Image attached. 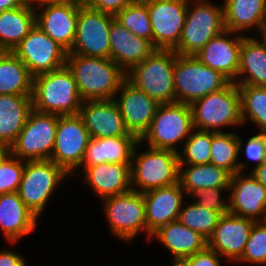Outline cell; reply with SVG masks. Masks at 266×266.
Wrapping results in <instances>:
<instances>
[{
    "mask_svg": "<svg viewBox=\"0 0 266 266\" xmlns=\"http://www.w3.org/2000/svg\"><path fill=\"white\" fill-rule=\"evenodd\" d=\"M65 65L73 74L83 101L113 99L126 79V72L111 58L67 54Z\"/></svg>",
    "mask_w": 266,
    "mask_h": 266,
    "instance_id": "cell-1",
    "label": "cell"
},
{
    "mask_svg": "<svg viewBox=\"0 0 266 266\" xmlns=\"http://www.w3.org/2000/svg\"><path fill=\"white\" fill-rule=\"evenodd\" d=\"M31 97L34 110L59 116L79 114L83 102L66 65L34 76Z\"/></svg>",
    "mask_w": 266,
    "mask_h": 266,
    "instance_id": "cell-2",
    "label": "cell"
},
{
    "mask_svg": "<svg viewBox=\"0 0 266 266\" xmlns=\"http://www.w3.org/2000/svg\"><path fill=\"white\" fill-rule=\"evenodd\" d=\"M175 58L176 52L172 49H155L126 73V79L159 104L176 102Z\"/></svg>",
    "mask_w": 266,
    "mask_h": 266,
    "instance_id": "cell-3",
    "label": "cell"
},
{
    "mask_svg": "<svg viewBox=\"0 0 266 266\" xmlns=\"http://www.w3.org/2000/svg\"><path fill=\"white\" fill-rule=\"evenodd\" d=\"M194 129L223 132V128L243 126L238 85L230 82L190 104Z\"/></svg>",
    "mask_w": 266,
    "mask_h": 266,
    "instance_id": "cell-4",
    "label": "cell"
},
{
    "mask_svg": "<svg viewBox=\"0 0 266 266\" xmlns=\"http://www.w3.org/2000/svg\"><path fill=\"white\" fill-rule=\"evenodd\" d=\"M142 143L137 142L131 160L132 190L146 191L173 185L178 182V153L168 149L148 146V151L137 152Z\"/></svg>",
    "mask_w": 266,
    "mask_h": 266,
    "instance_id": "cell-5",
    "label": "cell"
},
{
    "mask_svg": "<svg viewBox=\"0 0 266 266\" xmlns=\"http://www.w3.org/2000/svg\"><path fill=\"white\" fill-rule=\"evenodd\" d=\"M211 2L188 0L182 35L173 49L178 55H195L213 37L225 30L223 4L220 7Z\"/></svg>",
    "mask_w": 266,
    "mask_h": 266,
    "instance_id": "cell-6",
    "label": "cell"
},
{
    "mask_svg": "<svg viewBox=\"0 0 266 266\" xmlns=\"http://www.w3.org/2000/svg\"><path fill=\"white\" fill-rule=\"evenodd\" d=\"M194 130L189 104L181 102L160 104L149 129L139 141L149 147L179 153L176 144L185 142Z\"/></svg>",
    "mask_w": 266,
    "mask_h": 266,
    "instance_id": "cell-7",
    "label": "cell"
},
{
    "mask_svg": "<svg viewBox=\"0 0 266 266\" xmlns=\"http://www.w3.org/2000/svg\"><path fill=\"white\" fill-rule=\"evenodd\" d=\"M230 81L217 70L201 63L194 55H178L174 65L176 102L191 104L226 87Z\"/></svg>",
    "mask_w": 266,
    "mask_h": 266,
    "instance_id": "cell-8",
    "label": "cell"
},
{
    "mask_svg": "<svg viewBox=\"0 0 266 266\" xmlns=\"http://www.w3.org/2000/svg\"><path fill=\"white\" fill-rule=\"evenodd\" d=\"M69 176L61 166L50 159L24 161L18 195L39 218L55 189Z\"/></svg>",
    "mask_w": 266,
    "mask_h": 266,
    "instance_id": "cell-9",
    "label": "cell"
},
{
    "mask_svg": "<svg viewBox=\"0 0 266 266\" xmlns=\"http://www.w3.org/2000/svg\"><path fill=\"white\" fill-rule=\"evenodd\" d=\"M58 115L32 110L10 147L11 154L22 161L50 159L55 144Z\"/></svg>",
    "mask_w": 266,
    "mask_h": 266,
    "instance_id": "cell-10",
    "label": "cell"
},
{
    "mask_svg": "<svg viewBox=\"0 0 266 266\" xmlns=\"http://www.w3.org/2000/svg\"><path fill=\"white\" fill-rule=\"evenodd\" d=\"M115 16L91 8L80 0L75 41L67 54L110 58V25Z\"/></svg>",
    "mask_w": 266,
    "mask_h": 266,
    "instance_id": "cell-11",
    "label": "cell"
},
{
    "mask_svg": "<svg viewBox=\"0 0 266 266\" xmlns=\"http://www.w3.org/2000/svg\"><path fill=\"white\" fill-rule=\"evenodd\" d=\"M103 211L110 231L120 240L131 242L139 232L147 233L146 211L143 194L129 192L102 199Z\"/></svg>",
    "mask_w": 266,
    "mask_h": 266,
    "instance_id": "cell-12",
    "label": "cell"
},
{
    "mask_svg": "<svg viewBox=\"0 0 266 266\" xmlns=\"http://www.w3.org/2000/svg\"><path fill=\"white\" fill-rule=\"evenodd\" d=\"M12 52L25 64L33 77L65 66L68 53L37 24Z\"/></svg>",
    "mask_w": 266,
    "mask_h": 266,
    "instance_id": "cell-13",
    "label": "cell"
},
{
    "mask_svg": "<svg viewBox=\"0 0 266 266\" xmlns=\"http://www.w3.org/2000/svg\"><path fill=\"white\" fill-rule=\"evenodd\" d=\"M89 139V132L79 114L58 115L50 160L61 166L70 177L76 176L75 172L81 165Z\"/></svg>",
    "mask_w": 266,
    "mask_h": 266,
    "instance_id": "cell-14",
    "label": "cell"
},
{
    "mask_svg": "<svg viewBox=\"0 0 266 266\" xmlns=\"http://www.w3.org/2000/svg\"><path fill=\"white\" fill-rule=\"evenodd\" d=\"M152 24L153 46L174 49L181 38L188 0H144Z\"/></svg>",
    "mask_w": 266,
    "mask_h": 266,
    "instance_id": "cell-15",
    "label": "cell"
},
{
    "mask_svg": "<svg viewBox=\"0 0 266 266\" xmlns=\"http://www.w3.org/2000/svg\"><path fill=\"white\" fill-rule=\"evenodd\" d=\"M120 97H116L117 95ZM113 100L129 133L140 139L149 129L159 103L125 79Z\"/></svg>",
    "mask_w": 266,
    "mask_h": 266,
    "instance_id": "cell-16",
    "label": "cell"
},
{
    "mask_svg": "<svg viewBox=\"0 0 266 266\" xmlns=\"http://www.w3.org/2000/svg\"><path fill=\"white\" fill-rule=\"evenodd\" d=\"M232 175L229 186V213L257 221H266V188L250 172Z\"/></svg>",
    "mask_w": 266,
    "mask_h": 266,
    "instance_id": "cell-17",
    "label": "cell"
},
{
    "mask_svg": "<svg viewBox=\"0 0 266 266\" xmlns=\"http://www.w3.org/2000/svg\"><path fill=\"white\" fill-rule=\"evenodd\" d=\"M38 8H35L36 24L69 52L75 41L80 0L44 4Z\"/></svg>",
    "mask_w": 266,
    "mask_h": 266,
    "instance_id": "cell-18",
    "label": "cell"
},
{
    "mask_svg": "<svg viewBox=\"0 0 266 266\" xmlns=\"http://www.w3.org/2000/svg\"><path fill=\"white\" fill-rule=\"evenodd\" d=\"M254 220L223 214L214 228L213 234L207 240V247L217 252L229 262H237L244 253Z\"/></svg>",
    "mask_w": 266,
    "mask_h": 266,
    "instance_id": "cell-19",
    "label": "cell"
},
{
    "mask_svg": "<svg viewBox=\"0 0 266 266\" xmlns=\"http://www.w3.org/2000/svg\"><path fill=\"white\" fill-rule=\"evenodd\" d=\"M242 39L243 35L225 29L194 56L204 65L217 70L230 82L235 83Z\"/></svg>",
    "mask_w": 266,
    "mask_h": 266,
    "instance_id": "cell-20",
    "label": "cell"
},
{
    "mask_svg": "<svg viewBox=\"0 0 266 266\" xmlns=\"http://www.w3.org/2000/svg\"><path fill=\"white\" fill-rule=\"evenodd\" d=\"M142 194L146 211V237L148 240H153L151 235L155 231L172 221L178 220L186 193L181 188L179 182H177L173 185L155 188Z\"/></svg>",
    "mask_w": 266,
    "mask_h": 266,
    "instance_id": "cell-21",
    "label": "cell"
},
{
    "mask_svg": "<svg viewBox=\"0 0 266 266\" xmlns=\"http://www.w3.org/2000/svg\"><path fill=\"white\" fill-rule=\"evenodd\" d=\"M90 138L133 135L127 130L116 102L111 100H85L79 110Z\"/></svg>",
    "mask_w": 266,
    "mask_h": 266,
    "instance_id": "cell-22",
    "label": "cell"
},
{
    "mask_svg": "<svg viewBox=\"0 0 266 266\" xmlns=\"http://www.w3.org/2000/svg\"><path fill=\"white\" fill-rule=\"evenodd\" d=\"M109 39L110 58L126 73L156 49L150 41L135 36L117 19L111 22Z\"/></svg>",
    "mask_w": 266,
    "mask_h": 266,
    "instance_id": "cell-23",
    "label": "cell"
},
{
    "mask_svg": "<svg viewBox=\"0 0 266 266\" xmlns=\"http://www.w3.org/2000/svg\"><path fill=\"white\" fill-rule=\"evenodd\" d=\"M84 182L102 200L132 190L131 164L101 163L87 166L83 171Z\"/></svg>",
    "mask_w": 266,
    "mask_h": 266,
    "instance_id": "cell-24",
    "label": "cell"
},
{
    "mask_svg": "<svg viewBox=\"0 0 266 266\" xmlns=\"http://www.w3.org/2000/svg\"><path fill=\"white\" fill-rule=\"evenodd\" d=\"M37 219L18 192L0 194V229L10 244L33 232Z\"/></svg>",
    "mask_w": 266,
    "mask_h": 266,
    "instance_id": "cell-25",
    "label": "cell"
},
{
    "mask_svg": "<svg viewBox=\"0 0 266 266\" xmlns=\"http://www.w3.org/2000/svg\"><path fill=\"white\" fill-rule=\"evenodd\" d=\"M139 139L135 135L117 137L90 138L81 165L87 166L101 163L131 164L134 147Z\"/></svg>",
    "mask_w": 266,
    "mask_h": 266,
    "instance_id": "cell-26",
    "label": "cell"
},
{
    "mask_svg": "<svg viewBox=\"0 0 266 266\" xmlns=\"http://www.w3.org/2000/svg\"><path fill=\"white\" fill-rule=\"evenodd\" d=\"M225 29L244 35L248 29L266 34V0H225Z\"/></svg>",
    "mask_w": 266,
    "mask_h": 266,
    "instance_id": "cell-27",
    "label": "cell"
},
{
    "mask_svg": "<svg viewBox=\"0 0 266 266\" xmlns=\"http://www.w3.org/2000/svg\"><path fill=\"white\" fill-rule=\"evenodd\" d=\"M243 35L237 85L266 86V34L260 40Z\"/></svg>",
    "mask_w": 266,
    "mask_h": 266,
    "instance_id": "cell-28",
    "label": "cell"
},
{
    "mask_svg": "<svg viewBox=\"0 0 266 266\" xmlns=\"http://www.w3.org/2000/svg\"><path fill=\"white\" fill-rule=\"evenodd\" d=\"M151 238L160 241L174 258L180 259H185L207 247L204 237L178 220L162 226L151 235Z\"/></svg>",
    "mask_w": 266,
    "mask_h": 266,
    "instance_id": "cell-29",
    "label": "cell"
},
{
    "mask_svg": "<svg viewBox=\"0 0 266 266\" xmlns=\"http://www.w3.org/2000/svg\"><path fill=\"white\" fill-rule=\"evenodd\" d=\"M32 95H0V143L11 147L33 110Z\"/></svg>",
    "mask_w": 266,
    "mask_h": 266,
    "instance_id": "cell-30",
    "label": "cell"
},
{
    "mask_svg": "<svg viewBox=\"0 0 266 266\" xmlns=\"http://www.w3.org/2000/svg\"><path fill=\"white\" fill-rule=\"evenodd\" d=\"M35 12L27 1L21 7L0 12V48L3 51H13L35 26Z\"/></svg>",
    "mask_w": 266,
    "mask_h": 266,
    "instance_id": "cell-31",
    "label": "cell"
},
{
    "mask_svg": "<svg viewBox=\"0 0 266 266\" xmlns=\"http://www.w3.org/2000/svg\"><path fill=\"white\" fill-rule=\"evenodd\" d=\"M232 174L214 164L179 165L178 182L186 195L200 189L229 187Z\"/></svg>",
    "mask_w": 266,
    "mask_h": 266,
    "instance_id": "cell-32",
    "label": "cell"
},
{
    "mask_svg": "<svg viewBox=\"0 0 266 266\" xmlns=\"http://www.w3.org/2000/svg\"><path fill=\"white\" fill-rule=\"evenodd\" d=\"M33 76L12 52L0 54V95H32Z\"/></svg>",
    "mask_w": 266,
    "mask_h": 266,
    "instance_id": "cell-33",
    "label": "cell"
},
{
    "mask_svg": "<svg viewBox=\"0 0 266 266\" xmlns=\"http://www.w3.org/2000/svg\"><path fill=\"white\" fill-rule=\"evenodd\" d=\"M243 142L235 132H212L210 163L224 168L232 175L244 172L246 163L238 161L244 147Z\"/></svg>",
    "mask_w": 266,
    "mask_h": 266,
    "instance_id": "cell-34",
    "label": "cell"
},
{
    "mask_svg": "<svg viewBox=\"0 0 266 266\" xmlns=\"http://www.w3.org/2000/svg\"><path fill=\"white\" fill-rule=\"evenodd\" d=\"M241 96V118L260 128L266 134V86L238 85Z\"/></svg>",
    "mask_w": 266,
    "mask_h": 266,
    "instance_id": "cell-35",
    "label": "cell"
},
{
    "mask_svg": "<svg viewBox=\"0 0 266 266\" xmlns=\"http://www.w3.org/2000/svg\"><path fill=\"white\" fill-rule=\"evenodd\" d=\"M127 30L153 44L152 24L144 0H134L115 15Z\"/></svg>",
    "mask_w": 266,
    "mask_h": 266,
    "instance_id": "cell-36",
    "label": "cell"
},
{
    "mask_svg": "<svg viewBox=\"0 0 266 266\" xmlns=\"http://www.w3.org/2000/svg\"><path fill=\"white\" fill-rule=\"evenodd\" d=\"M182 208L179 213L178 221L186 227L198 232L202 237L208 240L213 234L214 228L218 225L222 216L220 212L208 210L192 202Z\"/></svg>",
    "mask_w": 266,
    "mask_h": 266,
    "instance_id": "cell-37",
    "label": "cell"
},
{
    "mask_svg": "<svg viewBox=\"0 0 266 266\" xmlns=\"http://www.w3.org/2000/svg\"><path fill=\"white\" fill-rule=\"evenodd\" d=\"M212 131L194 129L179 151V165H198L210 163Z\"/></svg>",
    "mask_w": 266,
    "mask_h": 266,
    "instance_id": "cell-38",
    "label": "cell"
},
{
    "mask_svg": "<svg viewBox=\"0 0 266 266\" xmlns=\"http://www.w3.org/2000/svg\"><path fill=\"white\" fill-rule=\"evenodd\" d=\"M266 265V221L254 222L244 253L237 263Z\"/></svg>",
    "mask_w": 266,
    "mask_h": 266,
    "instance_id": "cell-39",
    "label": "cell"
},
{
    "mask_svg": "<svg viewBox=\"0 0 266 266\" xmlns=\"http://www.w3.org/2000/svg\"><path fill=\"white\" fill-rule=\"evenodd\" d=\"M24 170V161L11 153L0 164V194L17 192Z\"/></svg>",
    "mask_w": 266,
    "mask_h": 266,
    "instance_id": "cell-40",
    "label": "cell"
},
{
    "mask_svg": "<svg viewBox=\"0 0 266 266\" xmlns=\"http://www.w3.org/2000/svg\"><path fill=\"white\" fill-rule=\"evenodd\" d=\"M230 191L229 187H216L211 189H200L193 192L189 197L196 200L193 202L208 210L220 212L222 215L229 212V199L222 197L221 192ZM223 199H222V198ZM228 201H227V200Z\"/></svg>",
    "mask_w": 266,
    "mask_h": 266,
    "instance_id": "cell-41",
    "label": "cell"
},
{
    "mask_svg": "<svg viewBox=\"0 0 266 266\" xmlns=\"http://www.w3.org/2000/svg\"><path fill=\"white\" fill-rule=\"evenodd\" d=\"M245 144V155L250 160L249 163L255 162V168H257L266 159V134L257 133L247 139Z\"/></svg>",
    "mask_w": 266,
    "mask_h": 266,
    "instance_id": "cell-42",
    "label": "cell"
},
{
    "mask_svg": "<svg viewBox=\"0 0 266 266\" xmlns=\"http://www.w3.org/2000/svg\"><path fill=\"white\" fill-rule=\"evenodd\" d=\"M217 252L206 247L204 250L191 255L186 259L189 266H222L221 258Z\"/></svg>",
    "mask_w": 266,
    "mask_h": 266,
    "instance_id": "cell-43",
    "label": "cell"
},
{
    "mask_svg": "<svg viewBox=\"0 0 266 266\" xmlns=\"http://www.w3.org/2000/svg\"><path fill=\"white\" fill-rule=\"evenodd\" d=\"M134 0H84L91 8L115 16Z\"/></svg>",
    "mask_w": 266,
    "mask_h": 266,
    "instance_id": "cell-44",
    "label": "cell"
},
{
    "mask_svg": "<svg viewBox=\"0 0 266 266\" xmlns=\"http://www.w3.org/2000/svg\"><path fill=\"white\" fill-rule=\"evenodd\" d=\"M15 250H0V266H27L25 258Z\"/></svg>",
    "mask_w": 266,
    "mask_h": 266,
    "instance_id": "cell-45",
    "label": "cell"
},
{
    "mask_svg": "<svg viewBox=\"0 0 266 266\" xmlns=\"http://www.w3.org/2000/svg\"><path fill=\"white\" fill-rule=\"evenodd\" d=\"M250 172L266 188V159L255 169Z\"/></svg>",
    "mask_w": 266,
    "mask_h": 266,
    "instance_id": "cell-46",
    "label": "cell"
},
{
    "mask_svg": "<svg viewBox=\"0 0 266 266\" xmlns=\"http://www.w3.org/2000/svg\"><path fill=\"white\" fill-rule=\"evenodd\" d=\"M26 0H0V12L21 7Z\"/></svg>",
    "mask_w": 266,
    "mask_h": 266,
    "instance_id": "cell-47",
    "label": "cell"
},
{
    "mask_svg": "<svg viewBox=\"0 0 266 266\" xmlns=\"http://www.w3.org/2000/svg\"><path fill=\"white\" fill-rule=\"evenodd\" d=\"M30 5H32L34 8H37L38 6L44 5V4H54V3H64L69 2L72 0H26Z\"/></svg>",
    "mask_w": 266,
    "mask_h": 266,
    "instance_id": "cell-48",
    "label": "cell"
},
{
    "mask_svg": "<svg viewBox=\"0 0 266 266\" xmlns=\"http://www.w3.org/2000/svg\"><path fill=\"white\" fill-rule=\"evenodd\" d=\"M11 153L10 147L6 144L0 143V164L4 161V159Z\"/></svg>",
    "mask_w": 266,
    "mask_h": 266,
    "instance_id": "cell-49",
    "label": "cell"
},
{
    "mask_svg": "<svg viewBox=\"0 0 266 266\" xmlns=\"http://www.w3.org/2000/svg\"><path fill=\"white\" fill-rule=\"evenodd\" d=\"M171 266H189L186 259L174 258L170 261Z\"/></svg>",
    "mask_w": 266,
    "mask_h": 266,
    "instance_id": "cell-50",
    "label": "cell"
}]
</instances>
